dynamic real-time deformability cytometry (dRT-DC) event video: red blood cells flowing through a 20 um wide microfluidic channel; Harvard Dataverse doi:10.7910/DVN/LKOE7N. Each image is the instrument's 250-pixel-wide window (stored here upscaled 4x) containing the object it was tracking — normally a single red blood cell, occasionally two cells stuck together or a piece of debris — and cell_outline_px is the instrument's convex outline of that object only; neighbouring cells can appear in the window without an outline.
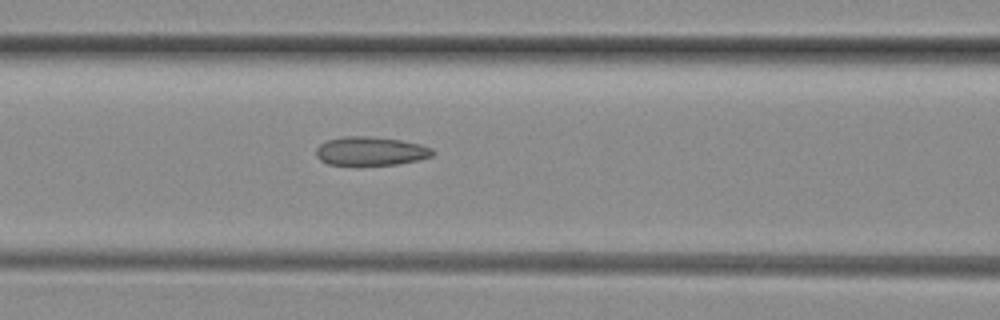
{"species": "common noctule bat (a hibernating species)", "species_latin": "Nyctalus noctula", "temperature_condition": "room temperature", "stored_images_in_passage": 25, "camera_frame_rate_fps": 3000, "um_per_image_px": 0.085, "animal": {"sex": "female", "body_mass_g": 29.2, "forearm_length_mm": 56.3}, "frame": {"image": 1, "passage_image": 21, "time_ms": 6.667, "image_size_px": [1000, 320], "cell_outline_px": [[436, 152], [432, 156], [416, 160], [396, 164], [328, 164], [320, 160], [316, 156], [316, 148], [320, 144], [328, 140], [344, 136], [368, 136], [400, 140], [420, 144], [432, 148]], "centroid_in_image_um": [31.5, 12.83], "position_along_channel_um": 135.1, "area_um2": 19.25}}
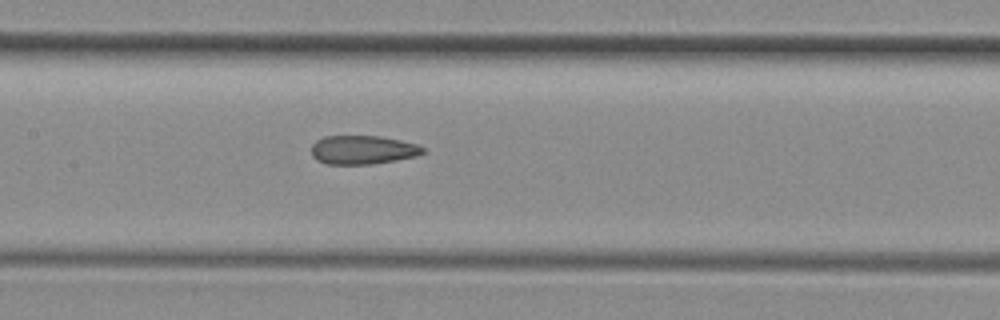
{"frame": {"image": 2, "passage_image": 24, "time_ms": 7.667, "image_size_px": [1000, 320], "cell_outline_px": [[424, 152], [416, 156], [396, 160], [372, 164], [324, 164], [316, 160], [312, 156], [312, 144], [316, 140], [324, 136], [380, 136], [400, 140], [416, 144], [424, 148]], "centroid_in_image_um": [30.8, 12.74], "position_along_channel_um": 176.6, "area_um2": 18.73}}